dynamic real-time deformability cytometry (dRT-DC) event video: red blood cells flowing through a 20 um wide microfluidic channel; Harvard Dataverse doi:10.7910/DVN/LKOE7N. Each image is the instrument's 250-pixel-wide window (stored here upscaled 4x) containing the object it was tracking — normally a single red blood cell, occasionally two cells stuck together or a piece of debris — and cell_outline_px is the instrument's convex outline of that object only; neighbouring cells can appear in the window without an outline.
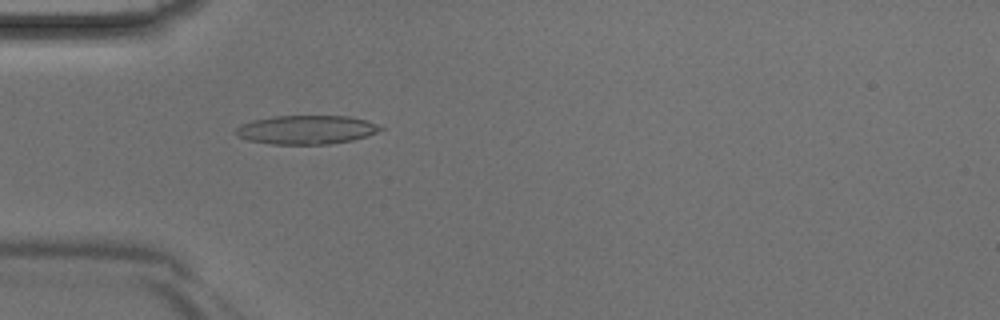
{"species": "Egyptian fruit bat (a non-hibernating species)", "species_latin": "Rousettus aegyptiacus", "temperature_condition": "room temperature", "stored_images_in_passage": 33, "camera_frame_rate_fps": 3000, "um_per_image_px": 0.085, "animal": {"sex": "male"}, "frame": {"image": 1, "passage_image": 3, "time_ms": 0.667, "image_size_px": [1000, 320], "cell_outline_px": [[384, 128], [376, 132], [352, 140], [328, 144], [272, 144], [248, 140], [236, 136], [236, 128], [240, 124], [252, 120], [272, 116], [348, 116], [364, 120], [376, 124]], "centroid_in_image_um": [25.98, 11.02], "position_along_channel_um": 59.0, "area_um2": 24.1}}
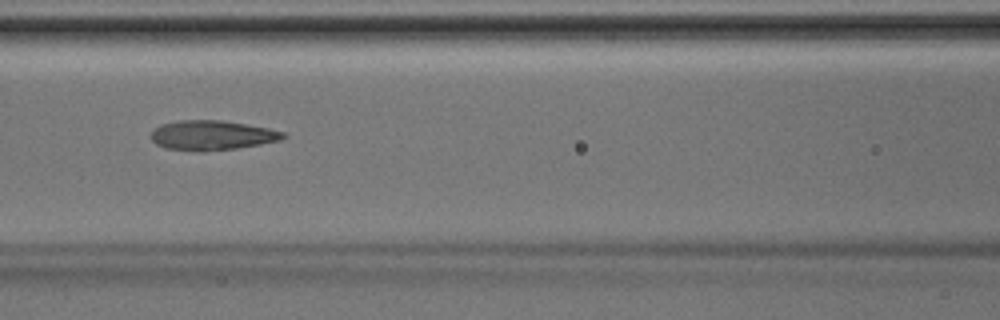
{"frame": {"image": 2, "passage_image": 9, "time_ms": 2.667, "image_size_px": [1000, 320], "cell_outline_px": [[288, 136], [280, 140], [260, 144], [236, 148], [204, 152], [200, 152], [164, 148], [156, 144], [152, 140], [152, 132], [160, 124], [180, 120], [220, 120], [268, 128], [284, 132]], "centroid_in_image_um": [18.01, 11.51], "position_along_channel_um": 148.6, "area_um2": 22.83}}
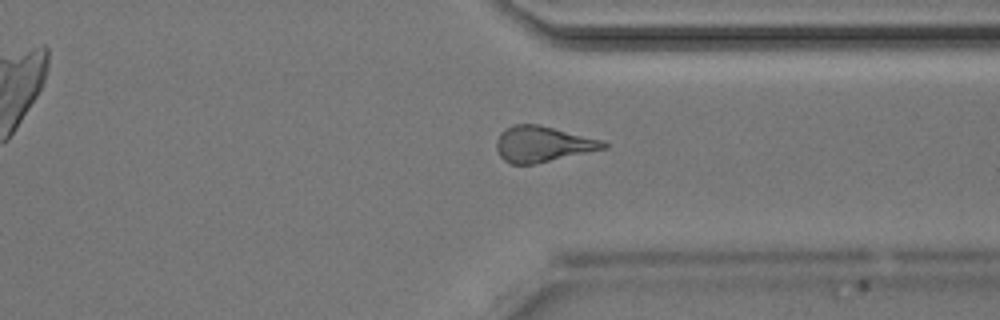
{"frame": {"image": 3, "passage_image": 23, "time_ms": 7.333, "image_size_px": [1000, 320], "cell_outline_px": [[608, 148], [532, 164], [508, 164], [500, 156], [496, 148], [496, 140], [500, 132], [504, 128], [512, 124], [540, 124], [604, 140], [608, 144]], "centroid_in_image_um": [46.12, 12.23], "position_along_channel_um": 365.3, "area_um2": 22.54}}